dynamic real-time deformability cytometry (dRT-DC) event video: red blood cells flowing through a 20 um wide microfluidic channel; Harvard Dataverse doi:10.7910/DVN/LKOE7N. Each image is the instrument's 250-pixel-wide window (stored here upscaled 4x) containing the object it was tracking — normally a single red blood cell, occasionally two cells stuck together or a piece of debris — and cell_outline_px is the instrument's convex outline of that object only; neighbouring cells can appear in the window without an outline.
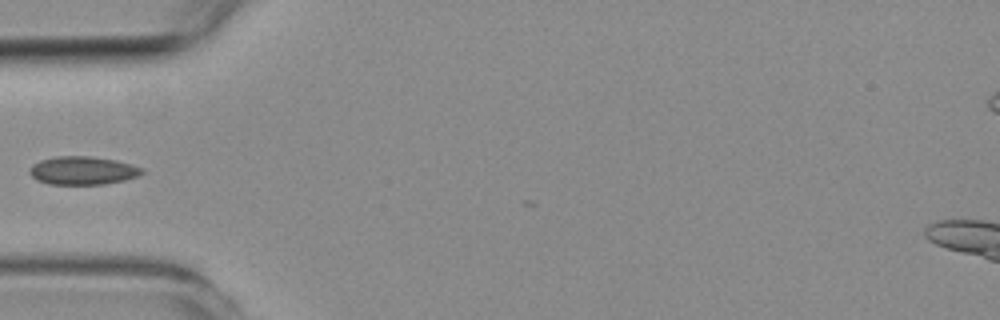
{"species": "common noctule bat (a hibernating species)", "species_latin": "Nyctalus noctula", "temperature_condition": "room temperature", "stored_images_in_passage": 12, "camera_frame_rate_fps": 3000, "um_per_image_px": 0.085, "animal": {"sex": "female", "body_mass_g": 19.3, "forearm_length_mm": 54.1}, "frame": {"image": 1, "passage_image": 1, "time_ms": 0.0, "image_size_px": [1000, 320], "cell_outline_px": [[144, 172], [140, 176], [124, 180], [104, 184], [48, 184], [36, 180], [28, 172], [28, 168], [32, 164], [40, 160], [56, 156], [92, 156], [116, 160], [132, 164], [144, 168]], "centroid_in_image_um": [7.03, 14.49], "position_along_channel_um": 78.0, "area_um2": 18.79}}
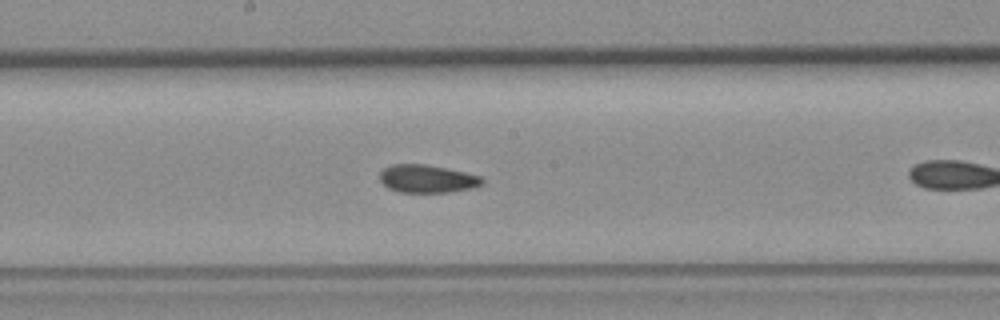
{"frame": {"image": 2, "passage_image": 8, "time_ms": 2.333, "image_size_px": [1000, 320], "cell_outline_px": [[484, 184], [472, 188], [448, 192], [400, 192], [388, 188], [380, 180], [380, 172], [384, 168], [392, 164], [424, 164], [448, 168], [480, 176], [484, 180]], "centroid_in_image_um": [36.32, 15.19], "position_along_channel_um": 211.9, "area_um2": 16.65}}
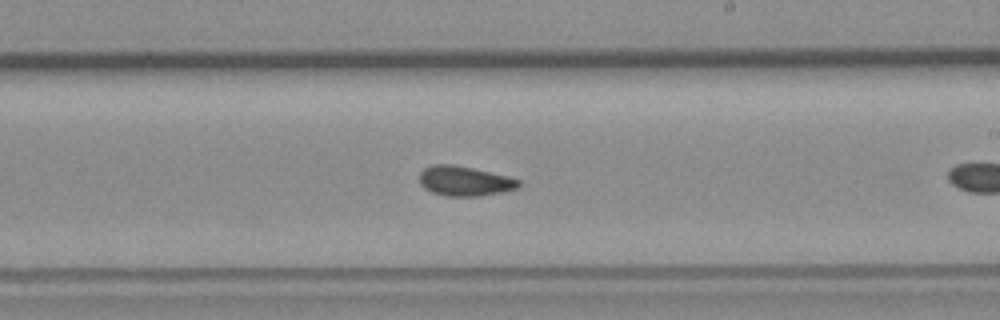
{"frame": {"image": 3, "passage_image": 11, "time_ms": 3.333, "image_size_px": [1000, 320], "cell_outline_px": [[520, 188], [480, 196], [448, 196], [432, 192], [424, 188], [420, 184], [420, 172], [424, 168], [432, 164], [452, 164], [472, 168], [508, 176], [520, 180]], "centroid_in_image_um": [39.49, 15.38], "position_along_channel_um": 249.5, "area_um2": 17.22}}